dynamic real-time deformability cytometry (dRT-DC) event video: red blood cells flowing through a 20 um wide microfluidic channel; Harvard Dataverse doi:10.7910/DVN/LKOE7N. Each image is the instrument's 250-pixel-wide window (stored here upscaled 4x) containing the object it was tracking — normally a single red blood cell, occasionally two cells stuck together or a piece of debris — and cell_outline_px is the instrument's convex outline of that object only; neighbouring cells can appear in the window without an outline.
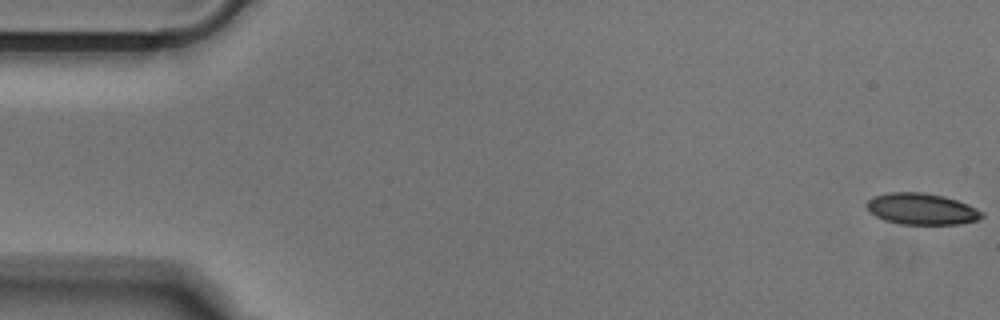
{"species": "Egyptian fruit bat (a non-hibernating species)", "species_latin": "Rousettus aegyptiacus", "temperature_condition": "cold", "stored_images_in_passage": 52, "camera_frame_rate_fps": 3000, "um_per_image_px": 0.085, "animal": {"sex": "male"}, "frame": {"image": 1, "passage_image": 1, "time_ms": 0.0, "image_size_px": [1000, 320], "cell_outline_px": [[984, 216], [976, 220], [960, 224], [900, 224], [884, 220], [876, 216], [868, 208], [868, 200], [872, 196], [888, 192], [920, 192], [944, 196], [968, 204], [984, 212]], "centroid_in_image_um": [78.36, 17.76], "position_along_channel_um": 6.6, "area_um2": 20.98}}
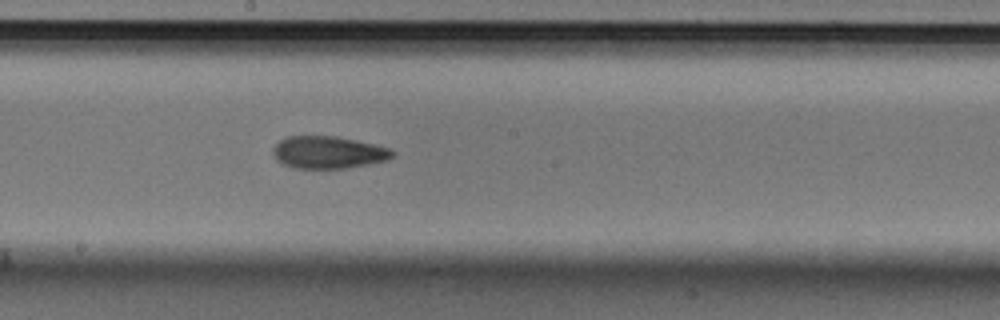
{"frame": {"image": 2, "passage_image": 28, "time_ms": 9.0, "image_size_px": [1000, 320], "cell_outline_px": [[396, 156], [388, 160], [348, 168], [296, 168], [280, 164], [276, 160], [272, 152], [272, 148], [280, 140], [288, 136], [336, 136], [376, 144], [388, 148], [396, 152]], "centroid_in_image_um": [27.91, 12.95], "position_along_channel_um": 220.3, "area_um2": 22.77}}
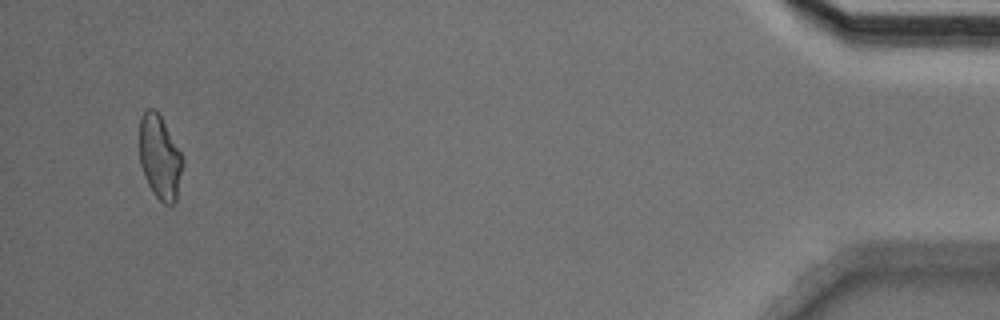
{"frame": {"image": 3, "passage_image": 50, "time_ms": 16.333, "image_size_px": [1000, 320], "cell_outline_px": [[184, 164], [176, 200], [172, 204], [164, 204], [152, 192], [144, 176], [140, 164], [140, 116], [148, 108], [156, 108], [180, 152], [184, 160]], "centroid_in_image_um": [13.58, 13.37], "position_along_channel_um": 421.6, "area_um2": 21.1}}